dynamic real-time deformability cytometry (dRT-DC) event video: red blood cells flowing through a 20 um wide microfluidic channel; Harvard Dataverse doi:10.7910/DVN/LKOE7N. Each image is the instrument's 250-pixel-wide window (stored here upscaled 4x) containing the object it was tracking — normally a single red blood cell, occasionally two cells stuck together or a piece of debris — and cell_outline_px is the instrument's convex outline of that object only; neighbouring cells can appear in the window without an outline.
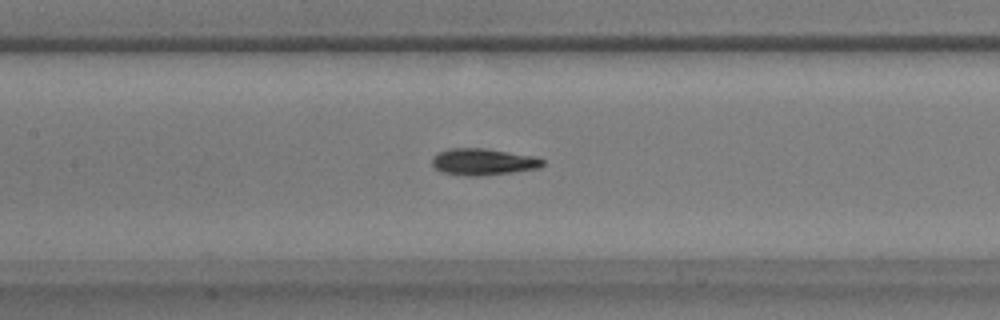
{"species": "common noctule bat (a hibernating species)", "species_latin": "Nyctalus noctula", "temperature_condition": "warm", "stored_images_in_passage": 37, "camera_frame_rate_fps": 3000, "um_per_image_px": 0.085, "animal": {"sex": "male", "body_mass_g": 17.9}, "frame": {"image": 1, "passage_image": 12, "time_ms": 3.667, "image_size_px": [1000, 320], "cell_outline_px": [[544, 164], [540, 168], [512, 172], [480, 176], [464, 176], [440, 172], [432, 164], [432, 156], [448, 148], [484, 148], [536, 156], [544, 160]], "centroid_in_image_um": [41.07, 13.75], "position_along_channel_um": 166.3, "area_um2": 17.34}}
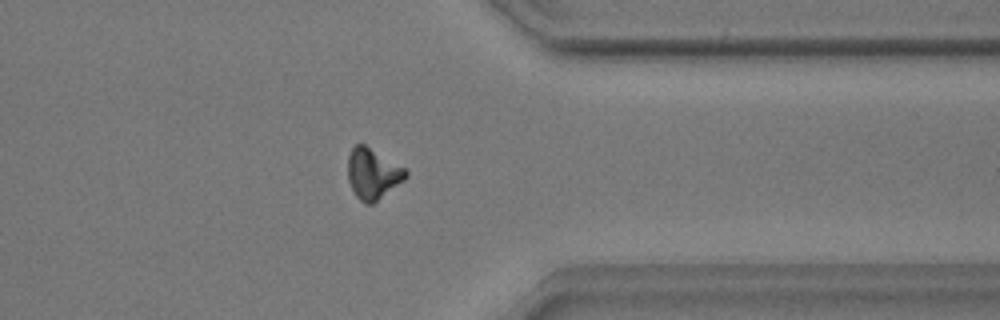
{"frame": {"image": 2, "passage_image": 29, "time_ms": 9.333, "image_size_px": [1000, 320], "cell_outline_px": [[408, 176], [404, 180], [372, 204], [364, 204], [356, 196], [348, 180], [348, 156], [352, 148], [356, 144], [364, 144], [404, 168], [408, 172]], "centroid_in_image_um": [31.67, 14.77], "position_along_channel_um": 379.7, "area_um2": 16.82}}
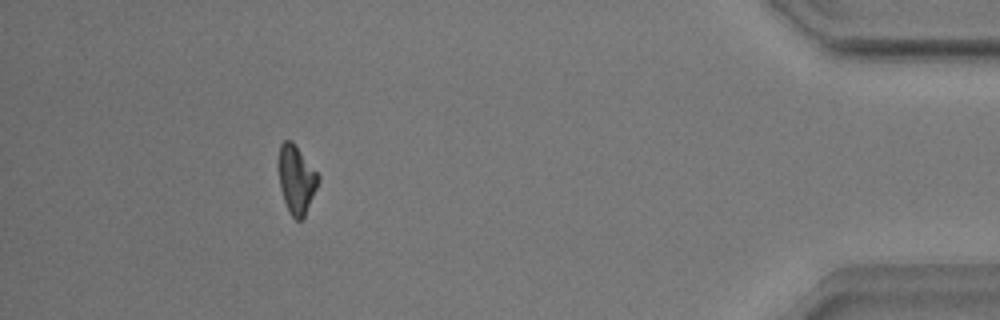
{"frame": {"image": 3, "passage_image": 35, "time_ms": 11.333, "image_size_px": [1000, 320], "cell_outline_px": [[320, 180], [304, 216], [300, 220], [296, 220], [288, 212], [280, 188], [276, 164], [280, 144], [284, 140], [292, 140], [320, 176]], "centroid_in_image_um": [25.15, 15.21], "position_along_channel_um": 410.0, "area_um2": 16.07}}